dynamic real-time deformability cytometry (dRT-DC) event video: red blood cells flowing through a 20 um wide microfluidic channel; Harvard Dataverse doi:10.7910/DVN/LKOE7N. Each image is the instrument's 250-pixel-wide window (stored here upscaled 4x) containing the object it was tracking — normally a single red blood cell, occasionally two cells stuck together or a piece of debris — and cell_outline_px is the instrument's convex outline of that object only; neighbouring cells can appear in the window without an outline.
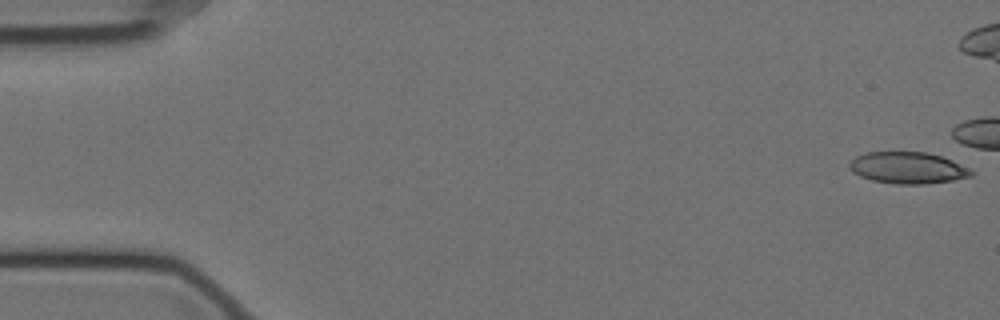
{"species": "Egyptian fruit bat (a non-hibernating species)", "species_latin": "Rousettus aegyptiacus", "temperature_condition": "cold", "stored_images_in_passage": 46, "camera_frame_rate_fps": 3000, "um_per_image_px": 0.085, "animal": {"sex": "female"}, "frame": {"image": 1, "passage_image": 1, "time_ms": 0.0, "image_size_px": [1000, 320], "cell_outline_px": [[972, 176], [952, 180], [924, 184], [896, 184], [872, 180], [860, 176], [852, 172], [848, 168], [848, 164], [856, 156], [868, 152], [928, 152], [952, 160], [968, 168], [972, 172]], "centroid_in_image_um": [77.12, 14.26], "position_along_channel_um": 7.9, "area_um2": 22.31}}
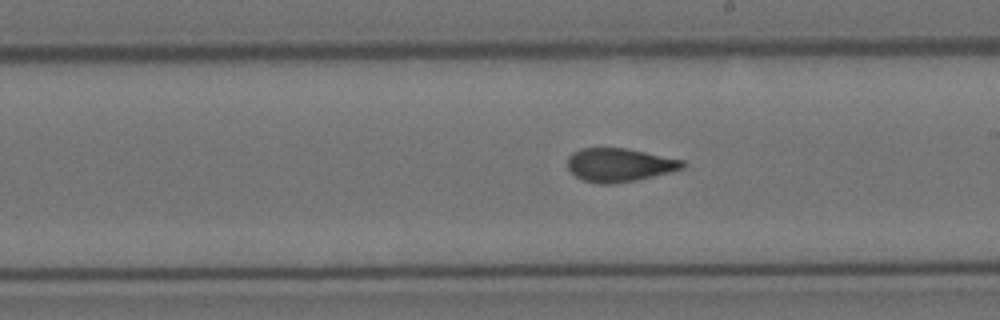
{"frame": {"image": 2, "passage_image": 32, "time_ms": 10.333, "image_size_px": [1000, 320], "cell_outline_px": [[688, 164], [684, 168], [636, 180], [612, 184], [596, 184], [584, 180], [576, 176], [568, 168], [568, 156], [572, 152], [580, 148], [628, 148], [684, 160]], "centroid_in_image_um": [52.65, 14.01], "position_along_channel_um": 236.3, "area_um2": 22.54}}
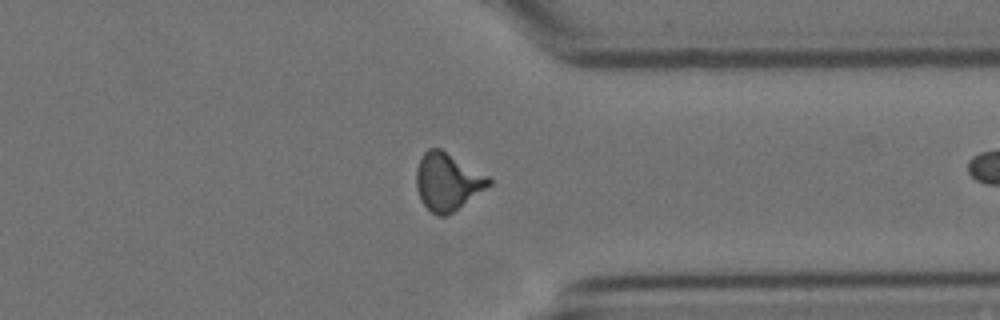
{"frame": {"image": 3, "passage_image": 44, "time_ms": 14.333, "image_size_px": [1000, 320], "cell_outline_px": [[492, 184], [452, 212], [444, 216], [436, 216], [420, 200], [416, 188], [416, 168], [424, 152], [428, 148], [440, 148], [488, 176], [492, 180]], "centroid_in_image_um": [38.01, 15.44], "position_along_channel_um": 373.4, "area_um2": 23.99}}